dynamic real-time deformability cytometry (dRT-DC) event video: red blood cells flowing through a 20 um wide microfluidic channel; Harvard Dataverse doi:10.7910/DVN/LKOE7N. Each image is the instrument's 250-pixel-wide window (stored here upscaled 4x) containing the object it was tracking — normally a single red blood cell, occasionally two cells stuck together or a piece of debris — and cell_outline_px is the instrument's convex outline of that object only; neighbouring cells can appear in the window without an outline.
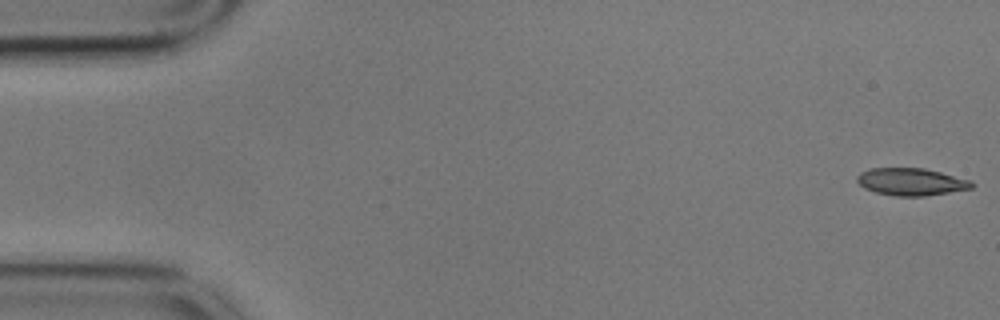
{"species": "common noctule bat (a hibernating species)", "species_latin": "Nyctalus noctula", "temperature_condition": "cold", "stored_images_in_passage": 28, "camera_frame_rate_fps": 3000, "um_per_image_px": 0.085, "animal": {"sex": "male", "body_mass_g": 17.9}, "frame": {"image": 1, "passage_image": 1, "time_ms": 0.0, "image_size_px": [1000, 320], "cell_outline_px": [[976, 184], [972, 188], [924, 196], [896, 196], [876, 192], [864, 188], [856, 180], [856, 176], [860, 172], [872, 168], [924, 168], [972, 180]], "centroid_in_image_um": [77.46, 15.45], "position_along_channel_um": 7.5, "area_um2": 18.26}}